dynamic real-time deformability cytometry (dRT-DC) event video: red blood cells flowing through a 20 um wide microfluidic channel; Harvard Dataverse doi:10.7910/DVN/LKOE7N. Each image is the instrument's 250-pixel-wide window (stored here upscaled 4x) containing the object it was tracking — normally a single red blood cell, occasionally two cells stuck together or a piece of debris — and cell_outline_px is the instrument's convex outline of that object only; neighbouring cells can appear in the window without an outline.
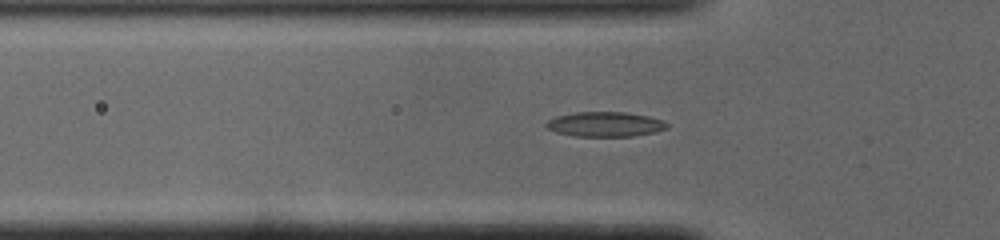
{"species": "common noctule bat (a hibernating species)", "species_latin": "Nyctalus noctula", "temperature_condition": "cold", "stored_images_in_passage": 41, "camera_frame_rate_fps": 3000, "um_per_image_px": 0.085, "animal": {"sex": "male", "body_mass_g": 19.0, "forearm_length_mm": 50.8}, "frame": {"image": 1, "passage_image": 15, "time_ms": 4.667, "image_size_px": [1000, 240], "cell_outline_px": [[668, 128], [656, 132], [632, 136], [576, 136], [556, 132], [548, 128], [544, 124], [548, 120], [556, 116], [576, 112], [628, 112], [648, 116], [664, 120], [668, 124]], "centroid_in_image_um": [51.46, 10.55], "position_along_channel_um": 74.3, "area_um2": 17.51}}
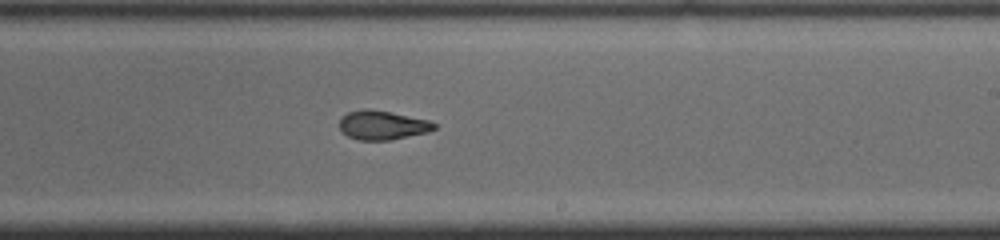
{"frame": {"image": 2, "passage_image": 29, "time_ms": 9.333, "image_size_px": [1000, 240], "cell_outline_px": [[436, 128], [428, 132], [392, 140], [360, 140], [348, 136], [340, 128], [340, 120], [348, 112], [364, 108], [368, 108], [428, 120], [436, 124]], "centroid_in_image_um": [32.51, 10.64], "position_along_channel_um": 256.5, "area_um2": 15.84}}
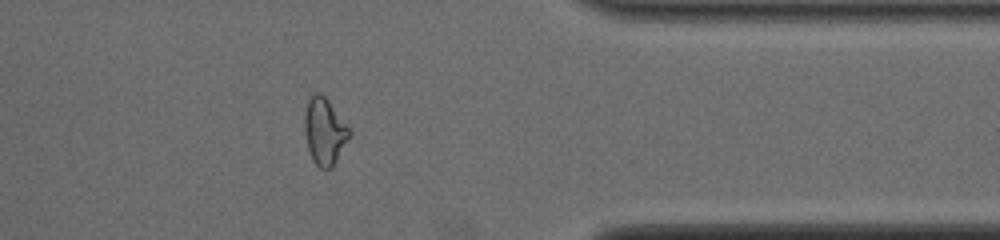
{"frame": {"image": 3, "passage_image": 40, "time_ms": 13.0, "image_size_px": [1000, 240], "cell_outline_px": [[352, 132], [332, 168], [320, 168], [312, 160], [308, 148], [304, 132], [304, 116], [308, 100], [316, 92], [320, 92], [328, 100]], "centroid_in_image_um": [27.57, 11.17], "position_along_channel_um": 383.8, "area_um2": 17.22}}